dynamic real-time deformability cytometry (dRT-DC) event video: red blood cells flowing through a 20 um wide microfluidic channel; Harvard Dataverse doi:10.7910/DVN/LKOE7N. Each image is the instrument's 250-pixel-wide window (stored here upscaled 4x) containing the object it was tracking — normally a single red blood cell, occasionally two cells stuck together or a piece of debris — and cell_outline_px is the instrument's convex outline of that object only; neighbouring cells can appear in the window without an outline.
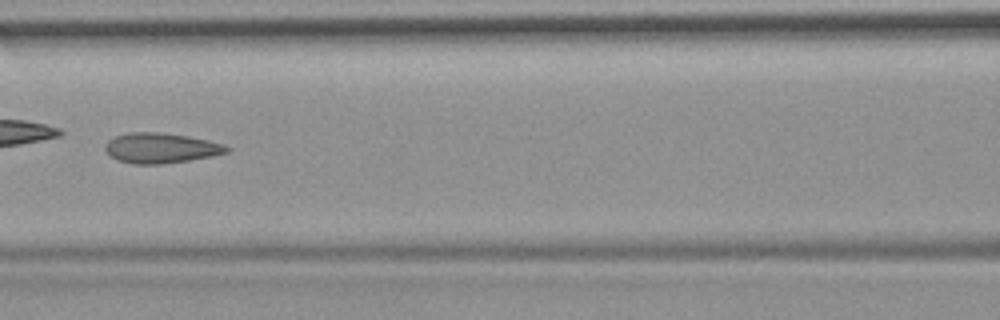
{"species": "common noctule bat (a hibernating species)", "species_latin": "Nyctalus noctula", "temperature_condition": "room temperature", "stored_images_in_passage": 10, "camera_frame_rate_fps": 3000, "um_per_image_px": 0.085, "animal": {"sex": "female", "body_mass_g": 19.9}, "frame": {"image": 1, "passage_image": 7, "time_ms": 7.0, "image_size_px": [1000, 320], "cell_outline_px": [[232, 148], [228, 152], [212, 156], [188, 160], [160, 164], [132, 164], [116, 160], [104, 148], [104, 144], [108, 140], [116, 136], [128, 132], [160, 132], [188, 136], [208, 140], [224, 144]], "centroid_in_image_um": [13.67, 12.58], "position_along_channel_um": 152.9, "area_um2": 21.44}}
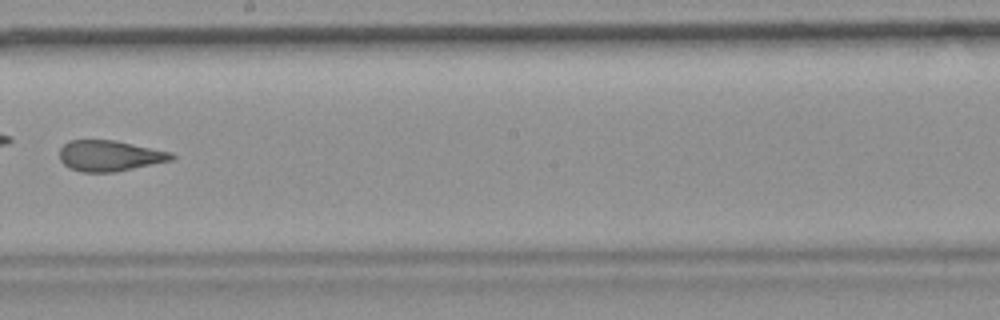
{"frame": {"image": 2, "passage_image": 9, "time_ms": 9.333, "image_size_px": [1000, 320], "cell_outline_px": [[176, 156], [172, 160], [116, 172], [80, 172], [64, 164], [60, 160], [60, 148], [68, 140], [116, 140], [172, 152]], "centroid_in_image_um": [9.33, 13.23], "position_along_channel_um": 238.9, "area_um2": 20.17}}
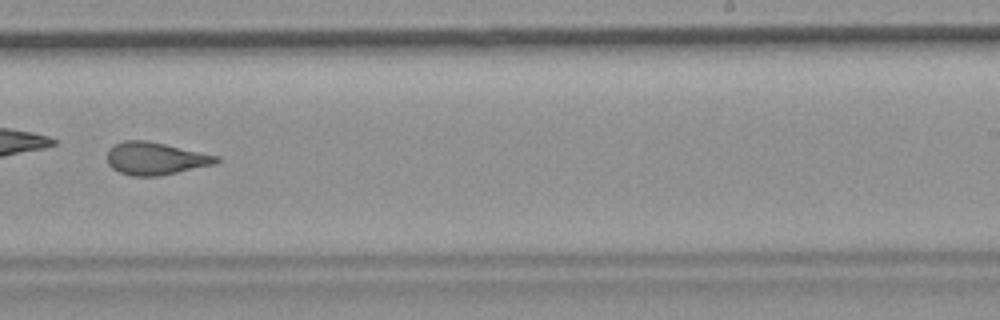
{"frame": {"image": 3, "passage_image": 10, "time_ms": 10.333, "image_size_px": [1000, 320], "cell_outline_px": [[220, 160], [216, 164], [156, 176], [132, 176], [120, 172], [112, 168], [108, 164], [108, 152], [116, 144], [124, 140], [144, 140], [164, 144], [220, 156]], "centroid_in_image_um": [13.23, 13.47], "position_along_channel_um": 275.8, "area_um2": 20.4}}